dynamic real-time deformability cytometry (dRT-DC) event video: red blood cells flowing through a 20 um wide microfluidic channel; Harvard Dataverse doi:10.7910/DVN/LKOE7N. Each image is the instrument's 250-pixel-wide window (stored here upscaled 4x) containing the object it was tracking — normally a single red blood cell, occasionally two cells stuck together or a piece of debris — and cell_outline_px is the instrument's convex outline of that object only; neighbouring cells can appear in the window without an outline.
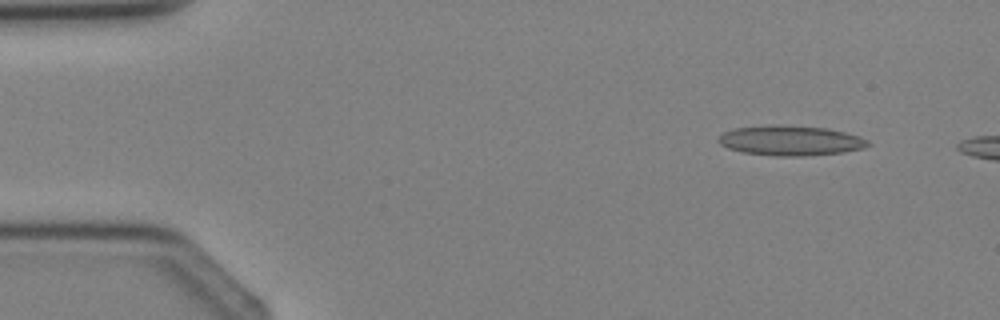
{"species": "Egyptian fruit bat (a non-hibernating species)", "species_latin": "Rousettus aegyptiacus", "temperature_condition": "cold", "stored_images_in_passage": 2, "segment_of_instrument_passage": [2, 2], "camera_frame_rate_fps": 3000, "um_per_image_px": 0.085, "animal": {"sex": "female"}, "frame": {"image": 1, "passage_image": 2, "time_ms": 1.333, "image_size_px": [1000, 320], "cell_outline_px": [[872, 144], [864, 148], [840, 152], [808, 156], [772, 156], [744, 152], [728, 148], [720, 144], [716, 140], [724, 132], [732, 128], [772, 124], [780, 124], [828, 128], [860, 136], [868, 140]], "centroid_in_image_um": [67.18, 11.94], "position_along_channel_um": 17.8, "area_um2": 26.41}}